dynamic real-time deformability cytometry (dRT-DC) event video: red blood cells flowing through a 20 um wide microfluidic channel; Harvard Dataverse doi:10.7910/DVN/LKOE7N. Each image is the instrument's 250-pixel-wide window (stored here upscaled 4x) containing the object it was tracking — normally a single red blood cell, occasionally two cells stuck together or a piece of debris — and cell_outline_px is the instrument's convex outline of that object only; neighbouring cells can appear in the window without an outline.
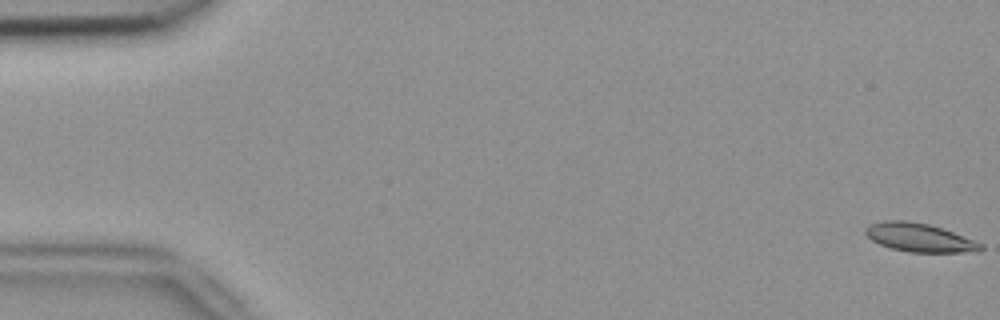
{"species": "common noctule bat (a hibernating species)", "species_latin": "Nyctalus noctula", "temperature_condition": "room temperature", "stored_images_in_passage": 8, "camera_frame_rate_fps": 3000, "um_per_image_px": 0.085, "animal": {"sex": "female", "body_mass_g": 18.4}, "frame": {"image": 1, "passage_image": 1, "time_ms": 0.0, "image_size_px": [1000, 320], "cell_outline_px": [[984, 248], [980, 252], [908, 252], [892, 248], [880, 244], [872, 240], [864, 232], [864, 228], [868, 224], [884, 220], [904, 220], [928, 224], [952, 232], [984, 244]], "centroid_in_image_um": [78.14, 20.19], "position_along_channel_um": 6.9, "area_um2": 19.13}}